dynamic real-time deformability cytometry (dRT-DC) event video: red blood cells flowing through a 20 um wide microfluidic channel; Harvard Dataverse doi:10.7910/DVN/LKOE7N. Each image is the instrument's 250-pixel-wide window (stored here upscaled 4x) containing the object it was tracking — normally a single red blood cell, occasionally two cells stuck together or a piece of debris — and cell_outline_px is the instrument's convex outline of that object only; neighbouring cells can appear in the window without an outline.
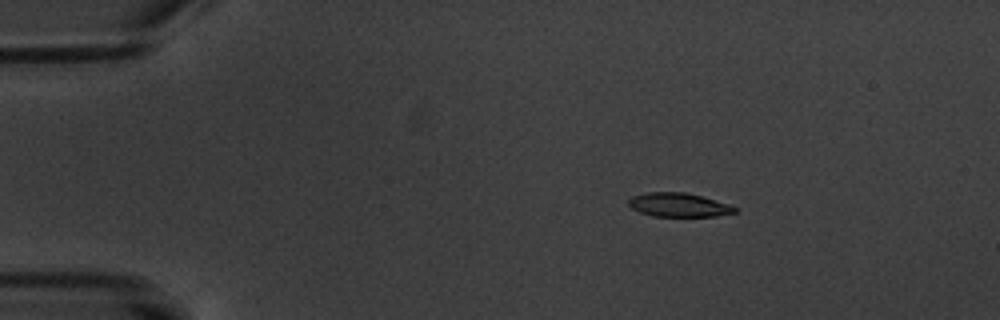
{"species": "common noctule bat (a hibernating species)", "species_latin": "Nyctalus noctula", "temperature_condition": "warm", "stored_images_in_passage": 9, "camera_frame_rate_fps": 3000, "um_per_image_px": 0.085, "animal": {"sex": "male", "body_mass_g": 20.1, "forearm_length_mm": 53.5}, "frame": {"image": 1, "passage_image": 3, "time_ms": 2.333, "image_size_px": [1000, 320], "cell_outline_px": [[740, 208], [736, 212], [716, 216], [652, 216], [640, 212], [632, 208], [628, 204], [628, 200], [632, 196], [648, 192], [684, 192], [700, 196], [728, 204]], "centroid_in_image_um": [57.68, 17.42], "position_along_channel_um": 27.3, "area_um2": 14.68}}